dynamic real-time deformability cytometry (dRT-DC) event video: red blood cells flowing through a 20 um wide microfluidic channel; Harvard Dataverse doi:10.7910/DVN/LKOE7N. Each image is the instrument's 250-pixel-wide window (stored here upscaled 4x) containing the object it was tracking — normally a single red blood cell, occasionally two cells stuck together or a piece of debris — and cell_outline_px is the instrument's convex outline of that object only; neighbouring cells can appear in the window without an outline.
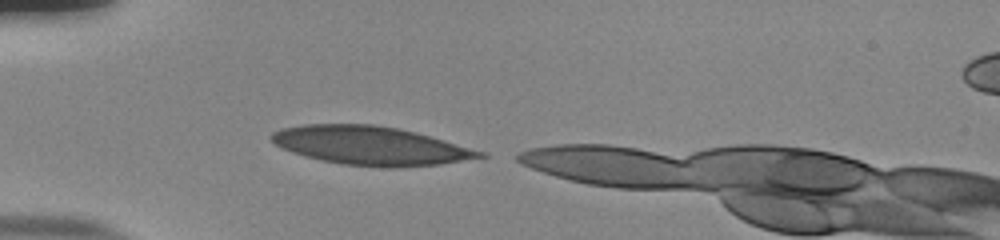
{"species": "human", "species_latin": "Homo sapiens", "temperature_condition": "room temperature", "stored_images_in_passage": 33, "camera_frame_rate_fps": 3000, "um_per_image_px": 0.085, "donor": {"sex": "male"}, "frame": {"image": 1, "passage_image": 1, "time_ms": 0.0, "image_size_px": [1000, 240], "cell_outline_px": [[488, 156], [440, 164], [392, 168], [344, 164], [320, 160], [292, 152], [280, 148], [268, 136], [272, 132], [280, 128], [304, 124], [372, 124], [400, 128], [416, 132], [444, 140], [484, 152]], "centroid_in_image_um": [31.45, 12.37], "position_along_channel_um": 53.5, "area_um2": 46.76}}
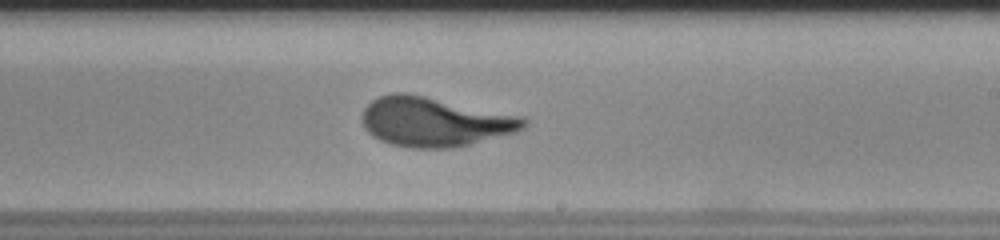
{"frame": {"image": 2, "passage_image": 18, "time_ms": 5.667, "image_size_px": [1000, 240], "cell_outline_px": [[528, 124], [524, 128], [516, 132], [452, 148], [412, 148], [388, 144], [372, 136], [364, 128], [360, 116], [364, 108], [372, 100], [380, 96], [392, 92], [408, 92], [524, 116], [528, 120]], "centroid_in_image_um": [36.92, 10.34], "position_along_channel_um": 252.1, "area_um2": 47.05}}
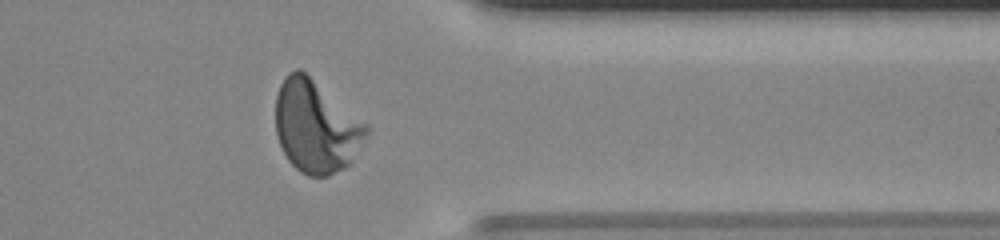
{"frame": {"image": 3, "passage_image": 29, "time_ms": 9.333, "image_size_px": [1000, 240], "cell_outline_px": [[368, 136], [348, 164], [344, 168], [328, 176], [308, 176], [300, 172], [288, 160], [280, 144], [276, 132], [276, 96], [280, 84], [288, 72], [296, 68], [300, 68], [368, 124]], "centroid_in_image_um": [26.86, 10.75], "position_along_channel_um": 384.5, "area_um2": 48.73}}